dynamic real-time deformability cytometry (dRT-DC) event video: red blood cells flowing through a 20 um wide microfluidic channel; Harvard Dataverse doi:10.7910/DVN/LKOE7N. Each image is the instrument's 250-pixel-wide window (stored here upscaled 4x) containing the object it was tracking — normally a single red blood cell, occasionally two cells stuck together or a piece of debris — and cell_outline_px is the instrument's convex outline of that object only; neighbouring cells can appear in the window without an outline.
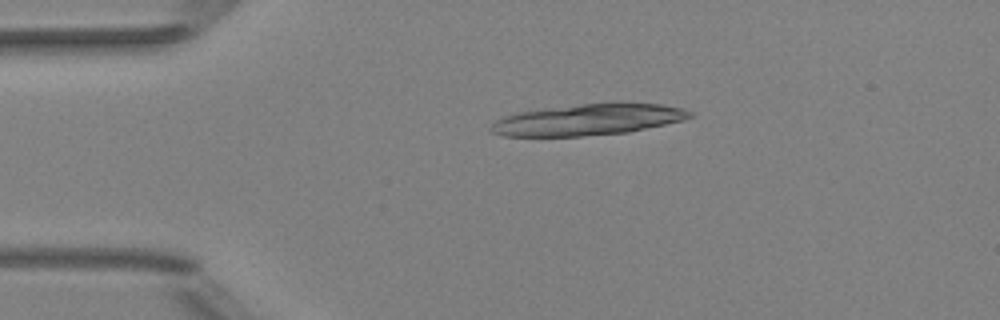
{"species": "Egyptian fruit bat (a non-hibernating species)", "species_latin": "Rousettus aegyptiacus", "temperature_condition": "room temperature", "stored_images_in_passage": 4, "camera_frame_rate_fps": 3000, "um_per_image_px": 0.085, "animal": {"sex": "female"}, "frame": {"image": 1, "passage_image": 3, "time_ms": 0.667, "image_size_px": [1000, 320], "cell_outline_px": [[692, 116], [684, 120], [628, 132], [580, 136], [504, 136], [488, 132], [488, 128], [496, 120], [504, 116], [520, 112], [544, 108], [616, 100], [620, 100], [660, 104], [684, 108], [692, 112]], "centroid_in_image_um": [50.02, 10.14], "position_along_channel_um": 35.0, "area_um2": 36.99}}